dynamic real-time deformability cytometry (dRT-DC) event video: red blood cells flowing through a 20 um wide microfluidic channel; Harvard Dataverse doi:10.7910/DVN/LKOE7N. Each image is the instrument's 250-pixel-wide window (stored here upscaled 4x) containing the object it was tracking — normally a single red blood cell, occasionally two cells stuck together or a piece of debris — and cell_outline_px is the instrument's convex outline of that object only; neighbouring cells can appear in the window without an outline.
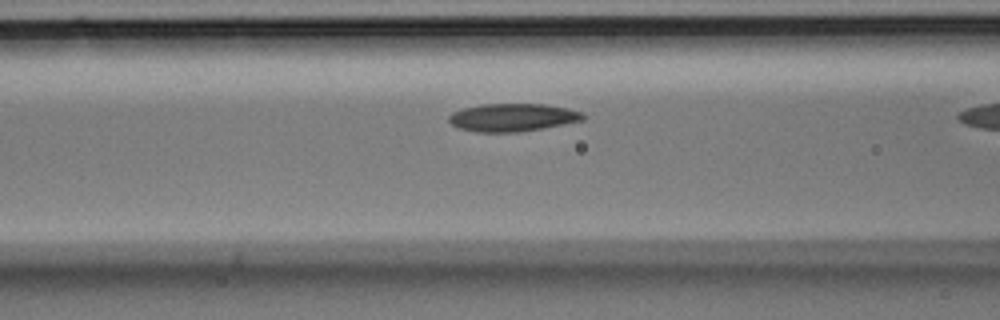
{"species": "Egyptian fruit bat (a non-hibernating species)", "species_latin": "Rousettus aegyptiacus", "temperature_condition": "room temperature", "stored_images_in_passage": 8, "camera_frame_rate_fps": 3000, "um_per_image_px": 0.085, "animal": {"sex": "male"}, "frame": {"image": 1, "passage_image": 7, "time_ms": 2.0, "image_size_px": [1000, 320], "cell_outline_px": [[584, 120], [564, 124], [520, 132], [476, 132], [456, 128], [448, 120], [448, 116], [452, 112], [464, 108], [480, 104], [544, 104], [568, 108], [580, 112], [584, 116]], "centroid_in_image_um": [43.52, 9.98], "position_along_channel_um": 123.1, "area_um2": 21.85}}